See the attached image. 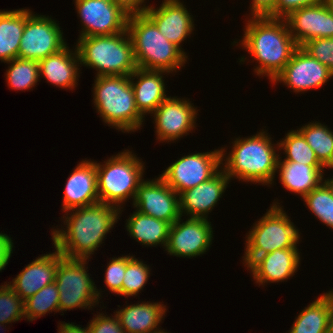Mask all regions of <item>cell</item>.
<instances>
[{"label":"cell","instance_id":"31","mask_svg":"<svg viewBox=\"0 0 333 333\" xmlns=\"http://www.w3.org/2000/svg\"><path fill=\"white\" fill-rule=\"evenodd\" d=\"M6 70V82L12 90H31L40 81L39 62L35 60L15 58L9 62Z\"/></svg>","mask_w":333,"mask_h":333},{"label":"cell","instance_id":"29","mask_svg":"<svg viewBox=\"0 0 333 333\" xmlns=\"http://www.w3.org/2000/svg\"><path fill=\"white\" fill-rule=\"evenodd\" d=\"M26 22V9L0 10V61L18 57L20 41Z\"/></svg>","mask_w":333,"mask_h":333},{"label":"cell","instance_id":"35","mask_svg":"<svg viewBox=\"0 0 333 333\" xmlns=\"http://www.w3.org/2000/svg\"><path fill=\"white\" fill-rule=\"evenodd\" d=\"M150 267L135 256L126 255V271L122 282V296H137L150 277Z\"/></svg>","mask_w":333,"mask_h":333},{"label":"cell","instance_id":"3","mask_svg":"<svg viewBox=\"0 0 333 333\" xmlns=\"http://www.w3.org/2000/svg\"><path fill=\"white\" fill-rule=\"evenodd\" d=\"M271 138L262 129L253 136L234 139L228 155L226 148L221 147V165L229 179L272 185L280 154L276 153L279 152V142L273 144Z\"/></svg>","mask_w":333,"mask_h":333},{"label":"cell","instance_id":"33","mask_svg":"<svg viewBox=\"0 0 333 333\" xmlns=\"http://www.w3.org/2000/svg\"><path fill=\"white\" fill-rule=\"evenodd\" d=\"M284 150L283 160L303 163L308 166H323L298 130H290L279 142V151Z\"/></svg>","mask_w":333,"mask_h":333},{"label":"cell","instance_id":"32","mask_svg":"<svg viewBox=\"0 0 333 333\" xmlns=\"http://www.w3.org/2000/svg\"><path fill=\"white\" fill-rule=\"evenodd\" d=\"M52 311L59 312V291L55 282L24 301V320L32 322Z\"/></svg>","mask_w":333,"mask_h":333},{"label":"cell","instance_id":"4","mask_svg":"<svg viewBox=\"0 0 333 333\" xmlns=\"http://www.w3.org/2000/svg\"><path fill=\"white\" fill-rule=\"evenodd\" d=\"M127 31L138 68L172 74L185 67L188 56L168 41L145 13L129 15Z\"/></svg>","mask_w":333,"mask_h":333},{"label":"cell","instance_id":"22","mask_svg":"<svg viewBox=\"0 0 333 333\" xmlns=\"http://www.w3.org/2000/svg\"><path fill=\"white\" fill-rule=\"evenodd\" d=\"M63 257L57 249L36 257L7 284L25 301L43 287L55 282L57 265Z\"/></svg>","mask_w":333,"mask_h":333},{"label":"cell","instance_id":"23","mask_svg":"<svg viewBox=\"0 0 333 333\" xmlns=\"http://www.w3.org/2000/svg\"><path fill=\"white\" fill-rule=\"evenodd\" d=\"M79 66L81 64L76 46L75 49H69L66 45L59 52L39 61L40 78L44 77L56 87L72 90L78 85L81 73Z\"/></svg>","mask_w":333,"mask_h":333},{"label":"cell","instance_id":"43","mask_svg":"<svg viewBox=\"0 0 333 333\" xmlns=\"http://www.w3.org/2000/svg\"><path fill=\"white\" fill-rule=\"evenodd\" d=\"M11 236L5 233H0V260H9L13 253V245Z\"/></svg>","mask_w":333,"mask_h":333},{"label":"cell","instance_id":"18","mask_svg":"<svg viewBox=\"0 0 333 333\" xmlns=\"http://www.w3.org/2000/svg\"><path fill=\"white\" fill-rule=\"evenodd\" d=\"M285 20L298 47L314 38L333 37V14L324 0L292 12Z\"/></svg>","mask_w":333,"mask_h":333},{"label":"cell","instance_id":"48","mask_svg":"<svg viewBox=\"0 0 333 333\" xmlns=\"http://www.w3.org/2000/svg\"><path fill=\"white\" fill-rule=\"evenodd\" d=\"M154 333H170V332H165V330H161V329H159V330H157V331H155Z\"/></svg>","mask_w":333,"mask_h":333},{"label":"cell","instance_id":"1","mask_svg":"<svg viewBox=\"0 0 333 333\" xmlns=\"http://www.w3.org/2000/svg\"><path fill=\"white\" fill-rule=\"evenodd\" d=\"M122 211L102 202L67 211L62 217L66 228L61 224L64 230L53 228L51 231L55 249L65 258L87 259L89 262L120 219Z\"/></svg>","mask_w":333,"mask_h":333},{"label":"cell","instance_id":"24","mask_svg":"<svg viewBox=\"0 0 333 333\" xmlns=\"http://www.w3.org/2000/svg\"><path fill=\"white\" fill-rule=\"evenodd\" d=\"M166 71L144 70L137 68L130 75L135 103L138 111L145 117L152 114L156 108L169 96L166 94L164 75ZM136 81H133L135 80Z\"/></svg>","mask_w":333,"mask_h":333},{"label":"cell","instance_id":"41","mask_svg":"<svg viewBox=\"0 0 333 333\" xmlns=\"http://www.w3.org/2000/svg\"><path fill=\"white\" fill-rule=\"evenodd\" d=\"M249 17H271L274 18L278 0H251Z\"/></svg>","mask_w":333,"mask_h":333},{"label":"cell","instance_id":"14","mask_svg":"<svg viewBox=\"0 0 333 333\" xmlns=\"http://www.w3.org/2000/svg\"><path fill=\"white\" fill-rule=\"evenodd\" d=\"M180 217L170 228L167 254L191 258L205 254L213 241V228L209 219ZM182 222V223H181Z\"/></svg>","mask_w":333,"mask_h":333},{"label":"cell","instance_id":"13","mask_svg":"<svg viewBox=\"0 0 333 333\" xmlns=\"http://www.w3.org/2000/svg\"><path fill=\"white\" fill-rule=\"evenodd\" d=\"M190 99L169 96L152 113L156 139L162 142H176L195 129L197 107Z\"/></svg>","mask_w":333,"mask_h":333},{"label":"cell","instance_id":"39","mask_svg":"<svg viewBox=\"0 0 333 333\" xmlns=\"http://www.w3.org/2000/svg\"><path fill=\"white\" fill-rule=\"evenodd\" d=\"M94 316L87 325L89 333H125L115 314L108 316L99 312Z\"/></svg>","mask_w":333,"mask_h":333},{"label":"cell","instance_id":"2","mask_svg":"<svg viewBox=\"0 0 333 333\" xmlns=\"http://www.w3.org/2000/svg\"><path fill=\"white\" fill-rule=\"evenodd\" d=\"M245 22L242 40L238 41L242 49L257 61L256 75H264L272 82L290 61L298 45L285 19L250 17Z\"/></svg>","mask_w":333,"mask_h":333},{"label":"cell","instance_id":"16","mask_svg":"<svg viewBox=\"0 0 333 333\" xmlns=\"http://www.w3.org/2000/svg\"><path fill=\"white\" fill-rule=\"evenodd\" d=\"M132 203L140 213L171 224L181 217L179 195L160 176L143 180Z\"/></svg>","mask_w":333,"mask_h":333},{"label":"cell","instance_id":"26","mask_svg":"<svg viewBox=\"0 0 333 333\" xmlns=\"http://www.w3.org/2000/svg\"><path fill=\"white\" fill-rule=\"evenodd\" d=\"M279 156L276 172L281 184L290 192L304 198L325 179L324 166H308L303 163L282 160Z\"/></svg>","mask_w":333,"mask_h":333},{"label":"cell","instance_id":"30","mask_svg":"<svg viewBox=\"0 0 333 333\" xmlns=\"http://www.w3.org/2000/svg\"><path fill=\"white\" fill-rule=\"evenodd\" d=\"M325 167L333 169V131L320 122H309L297 129Z\"/></svg>","mask_w":333,"mask_h":333},{"label":"cell","instance_id":"11","mask_svg":"<svg viewBox=\"0 0 333 333\" xmlns=\"http://www.w3.org/2000/svg\"><path fill=\"white\" fill-rule=\"evenodd\" d=\"M221 155V148L185 155L159 176L179 195L213 177L222 168Z\"/></svg>","mask_w":333,"mask_h":333},{"label":"cell","instance_id":"40","mask_svg":"<svg viewBox=\"0 0 333 333\" xmlns=\"http://www.w3.org/2000/svg\"><path fill=\"white\" fill-rule=\"evenodd\" d=\"M323 0H278L274 10V18L285 19L292 12L302 7L321 3Z\"/></svg>","mask_w":333,"mask_h":333},{"label":"cell","instance_id":"8","mask_svg":"<svg viewBox=\"0 0 333 333\" xmlns=\"http://www.w3.org/2000/svg\"><path fill=\"white\" fill-rule=\"evenodd\" d=\"M270 209L258 219L245 237L243 265L248 267L257 257L275 250L297 248L300 234L280 203L272 202Z\"/></svg>","mask_w":333,"mask_h":333},{"label":"cell","instance_id":"5","mask_svg":"<svg viewBox=\"0 0 333 333\" xmlns=\"http://www.w3.org/2000/svg\"><path fill=\"white\" fill-rule=\"evenodd\" d=\"M93 103L102 121L121 132L140 130L145 117L138 111L130 76H95Z\"/></svg>","mask_w":333,"mask_h":333},{"label":"cell","instance_id":"9","mask_svg":"<svg viewBox=\"0 0 333 333\" xmlns=\"http://www.w3.org/2000/svg\"><path fill=\"white\" fill-rule=\"evenodd\" d=\"M86 264L87 259L63 257L59 261L55 283L59 291L60 313L74 308L92 309L99 304L102 291L97 289L94 280L87 273Z\"/></svg>","mask_w":333,"mask_h":333},{"label":"cell","instance_id":"47","mask_svg":"<svg viewBox=\"0 0 333 333\" xmlns=\"http://www.w3.org/2000/svg\"><path fill=\"white\" fill-rule=\"evenodd\" d=\"M333 14V0H324Z\"/></svg>","mask_w":333,"mask_h":333},{"label":"cell","instance_id":"37","mask_svg":"<svg viewBox=\"0 0 333 333\" xmlns=\"http://www.w3.org/2000/svg\"><path fill=\"white\" fill-rule=\"evenodd\" d=\"M301 48L333 73V37L311 39L305 42Z\"/></svg>","mask_w":333,"mask_h":333},{"label":"cell","instance_id":"7","mask_svg":"<svg viewBox=\"0 0 333 333\" xmlns=\"http://www.w3.org/2000/svg\"><path fill=\"white\" fill-rule=\"evenodd\" d=\"M132 153L126 149L110 156L104 163L95 161L100 202L116 206L120 211L127 200H134L144 180V162Z\"/></svg>","mask_w":333,"mask_h":333},{"label":"cell","instance_id":"28","mask_svg":"<svg viewBox=\"0 0 333 333\" xmlns=\"http://www.w3.org/2000/svg\"><path fill=\"white\" fill-rule=\"evenodd\" d=\"M126 229L130 237L144 246H163L166 249L171 223L135 211L126 219Z\"/></svg>","mask_w":333,"mask_h":333},{"label":"cell","instance_id":"6","mask_svg":"<svg viewBox=\"0 0 333 333\" xmlns=\"http://www.w3.org/2000/svg\"><path fill=\"white\" fill-rule=\"evenodd\" d=\"M76 48L81 66L95 69L96 76H130L138 68L127 29L114 35L78 38Z\"/></svg>","mask_w":333,"mask_h":333},{"label":"cell","instance_id":"10","mask_svg":"<svg viewBox=\"0 0 333 333\" xmlns=\"http://www.w3.org/2000/svg\"><path fill=\"white\" fill-rule=\"evenodd\" d=\"M59 23L46 15L34 14L26 8V22L20 41L18 58L40 61L66 45Z\"/></svg>","mask_w":333,"mask_h":333},{"label":"cell","instance_id":"46","mask_svg":"<svg viewBox=\"0 0 333 333\" xmlns=\"http://www.w3.org/2000/svg\"><path fill=\"white\" fill-rule=\"evenodd\" d=\"M10 261V258L9 260H0V271L2 272V270L5 269L6 265L8 264V262Z\"/></svg>","mask_w":333,"mask_h":333},{"label":"cell","instance_id":"38","mask_svg":"<svg viewBox=\"0 0 333 333\" xmlns=\"http://www.w3.org/2000/svg\"><path fill=\"white\" fill-rule=\"evenodd\" d=\"M104 282L108 290L122 296V282L126 271V255L114 257L107 263Z\"/></svg>","mask_w":333,"mask_h":333},{"label":"cell","instance_id":"42","mask_svg":"<svg viewBox=\"0 0 333 333\" xmlns=\"http://www.w3.org/2000/svg\"><path fill=\"white\" fill-rule=\"evenodd\" d=\"M128 15L143 14L149 5H145V0H112Z\"/></svg>","mask_w":333,"mask_h":333},{"label":"cell","instance_id":"27","mask_svg":"<svg viewBox=\"0 0 333 333\" xmlns=\"http://www.w3.org/2000/svg\"><path fill=\"white\" fill-rule=\"evenodd\" d=\"M295 318L288 333H330L333 322V289L320 295Z\"/></svg>","mask_w":333,"mask_h":333},{"label":"cell","instance_id":"34","mask_svg":"<svg viewBox=\"0 0 333 333\" xmlns=\"http://www.w3.org/2000/svg\"><path fill=\"white\" fill-rule=\"evenodd\" d=\"M303 201L321 223L333 229V195L324 182L308 193Z\"/></svg>","mask_w":333,"mask_h":333},{"label":"cell","instance_id":"21","mask_svg":"<svg viewBox=\"0 0 333 333\" xmlns=\"http://www.w3.org/2000/svg\"><path fill=\"white\" fill-rule=\"evenodd\" d=\"M67 179L63 192V212L100 202L94 160H81Z\"/></svg>","mask_w":333,"mask_h":333},{"label":"cell","instance_id":"17","mask_svg":"<svg viewBox=\"0 0 333 333\" xmlns=\"http://www.w3.org/2000/svg\"><path fill=\"white\" fill-rule=\"evenodd\" d=\"M145 14L156 24L159 31L185 55L181 43L189 37L194 27L193 15L180 0H163L159 7L149 5Z\"/></svg>","mask_w":333,"mask_h":333},{"label":"cell","instance_id":"44","mask_svg":"<svg viewBox=\"0 0 333 333\" xmlns=\"http://www.w3.org/2000/svg\"><path fill=\"white\" fill-rule=\"evenodd\" d=\"M60 325V327H59ZM58 327V333H89L88 327H80V325H75L74 323L60 322Z\"/></svg>","mask_w":333,"mask_h":333},{"label":"cell","instance_id":"50","mask_svg":"<svg viewBox=\"0 0 333 333\" xmlns=\"http://www.w3.org/2000/svg\"><path fill=\"white\" fill-rule=\"evenodd\" d=\"M330 333H333V322H332V325H331Z\"/></svg>","mask_w":333,"mask_h":333},{"label":"cell","instance_id":"25","mask_svg":"<svg viewBox=\"0 0 333 333\" xmlns=\"http://www.w3.org/2000/svg\"><path fill=\"white\" fill-rule=\"evenodd\" d=\"M125 306L114 312L125 333H154L167 312V306L161 302L142 301Z\"/></svg>","mask_w":333,"mask_h":333},{"label":"cell","instance_id":"12","mask_svg":"<svg viewBox=\"0 0 333 333\" xmlns=\"http://www.w3.org/2000/svg\"><path fill=\"white\" fill-rule=\"evenodd\" d=\"M82 22L79 38L108 36L127 29L128 14L112 0H73Z\"/></svg>","mask_w":333,"mask_h":333},{"label":"cell","instance_id":"49","mask_svg":"<svg viewBox=\"0 0 333 333\" xmlns=\"http://www.w3.org/2000/svg\"><path fill=\"white\" fill-rule=\"evenodd\" d=\"M1 326L3 327V329H5V327H4V324L0 323V330L2 331L3 329H2ZM4 331H6V330H4ZM2 332H3V331H2ZM2 332H1V333H2Z\"/></svg>","mask_w":333,"mask_h":333},{"label":"cell","instance_id":"45","mask_svg":"<svg viewBox=\"0 0 333 333\" xmlns=\"http://www.w3.org/2000/svg\"><path fill=\"white\" fill-rule=\"evenodd\" d=\"M329 179L323 180V182L328 186V188L331 190L332 195H333V176L332 178L328 177Z\"/></svg>","mask_w":333,"mask_h":333},{"label":"cell","instance_id":"19","mask_svg":"<svg viewBox=\"0 0 333 333\" xmlns=\"http://www.w3.org/2000/svg\"><path fill=\"white\" fill-rule=\"evenodd\" d=\"M230 179L221 168L209 180L185 190L179 194V211L181 217L205 218L220 201Z\"/></svg>","mask_w":333,"mask_h":333},{"label":"cell","instance_id":"20","mask_svg":"<svg viewBox=\"0 0 333 333\" xmlns=\"http://www.w3.org/2000/svg\"><path fill=\"white\" fill-rule=\"evenodd\" d=\"M301 257L298 248L275 250L257 257L248 267L255 283L265 286V283L287 281L298 271Z\"/></svg>","mask_w":333,"mask_h":333},{"label":"cell","instance_id":"15","mask_svg":"<svg viewBox=\"0 0 333 333\" xmlns=\"http://www.w3.org/2000/svg\"><path fill=\"white\" fill-rule=\"evenodd\" d=\"M331 78L333 73L328 67L298 47L271 83H284L293 92L304 93L311 89H319Z\"/></svg>","mask_w":333,"mask_h":333},{"label":"cell","instance_id":"36","mask_svg":"<svg viewBox=\"0 0 333 333\" xmlns=\"http://www.w3.org/2000/svg\"><path fill=\"white\" fill-rule=\"evenodd\" d=\"M6 283V284H5ZM0 285V323L12 324L24 316V301L7 284Z\"/></svg>","mask_w":333,"mask_h":333}]
</instances>
